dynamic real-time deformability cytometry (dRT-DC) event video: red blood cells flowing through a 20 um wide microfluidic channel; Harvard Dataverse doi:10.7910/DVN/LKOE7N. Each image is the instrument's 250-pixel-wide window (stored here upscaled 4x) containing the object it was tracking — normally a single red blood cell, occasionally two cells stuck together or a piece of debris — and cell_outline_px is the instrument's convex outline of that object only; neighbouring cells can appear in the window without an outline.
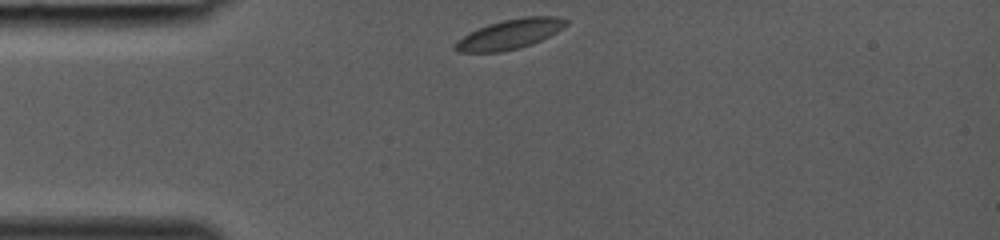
{"species": "common noctule bat (a hibernating species)", "species_latin": "Nyctalus noctula", "temperature_condition": "room temperature", "stored_images_in_passage": 26, "camera_frame_rate_fps": 3000, "um_per_image_px": 0.085, "animal": {"sex": "female", "body_mass_g": 19.0, "forearm_length_mm": 53.3}, "frame": {"image": 1, "passage_image": 1, "time_ms": 0.0, "image_size_px": [1000, 240], "cell_outline_px": [[568, 24], [556, 32], [540, 40], [520, 48], [500, 52], [456, 52], [452, 48], [468, 32], [488, 24], [504, 20], [524, 16], [556, 16], [568, 20]], "centroid_in_image_um": [43.33, 2.9], "position_along_channel_um": 41.7, "area_um2": 19.07}}
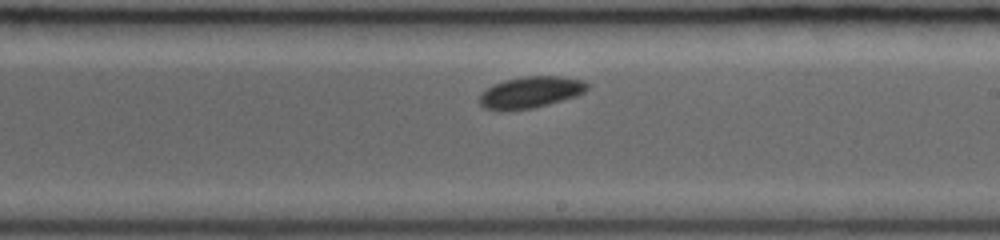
{"frame": {"image": 2, "passage_image": 15, "time_ms": 4.667, "image_size_px": [1000, 240], "cell_outline_px": [[588, 88], [584, 92], [576, 96], [548, 104], [532, 108], [508, 112], [500, 112], [484, 108], [480, 104], [480, 96], [492, 84], [504, 80], [524, 76], [560, 76], [584, 80], [588, 84]], "centroid_in_image_um": [45.08, 7.86], "position_along_channel_um": 243.9, "area_um2": 20.0}}
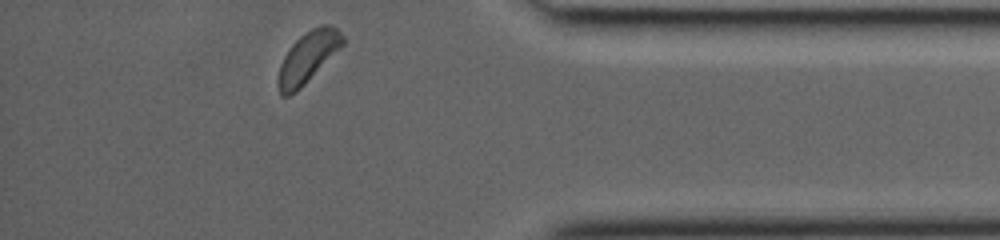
{"frame": {"image": 3, "passage_image": 26, "time_ms": 8.333, "image_size_px": [1000, 240], "cell_outline_px": [[344, 44], [296, 92], [288, 96], [280, 96], [280, 64], [284, 56], [292, 44], [300, 36], [312, 28], [320, 24], [328, 24], [336, 28], [344, 36]], "centroid_in_image_um": [26.2, 4.82], "position_along_channel_um": 409.0, "area_um2": 18.61}}